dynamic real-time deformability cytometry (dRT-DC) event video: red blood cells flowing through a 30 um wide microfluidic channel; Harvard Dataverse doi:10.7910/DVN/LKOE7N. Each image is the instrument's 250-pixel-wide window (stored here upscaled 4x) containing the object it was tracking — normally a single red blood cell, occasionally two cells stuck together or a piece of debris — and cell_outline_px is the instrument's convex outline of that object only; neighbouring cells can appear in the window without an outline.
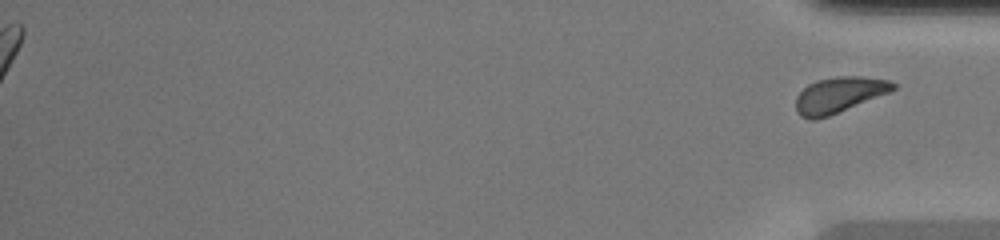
{"species": "common noctule bat (a hibernating species)", "species_latin": "Nyctalus noctula", "temperature_condition": "warm", "stored_images_in_passage": 40, "segment_of_instrument_passage": [2, 2], "camera_frame_rate_fps": 3000, "um_per_image_px": 0.085, "animal": {"sex": "female", "body_mass_g": 20.0, "forearm_length_mm": 54.0}, "frame": {"image": 1, "passage_image": 40, "time_ms": 13.0, "image_size_px": [1000, 240], "cell_outline_px": [[896, 88], [888, 92], [828, 116], [816, 120], [808, 120], [800, 116], [796, 112], [796, 96], [808, 84], [816, 80], [836, 76], [864, 76], [888, 80], [896, 84]], "centroid_in_image_um": [71.26, 8.06], "position_along_channel_um": 363.9, "area_um2": 20.11}}